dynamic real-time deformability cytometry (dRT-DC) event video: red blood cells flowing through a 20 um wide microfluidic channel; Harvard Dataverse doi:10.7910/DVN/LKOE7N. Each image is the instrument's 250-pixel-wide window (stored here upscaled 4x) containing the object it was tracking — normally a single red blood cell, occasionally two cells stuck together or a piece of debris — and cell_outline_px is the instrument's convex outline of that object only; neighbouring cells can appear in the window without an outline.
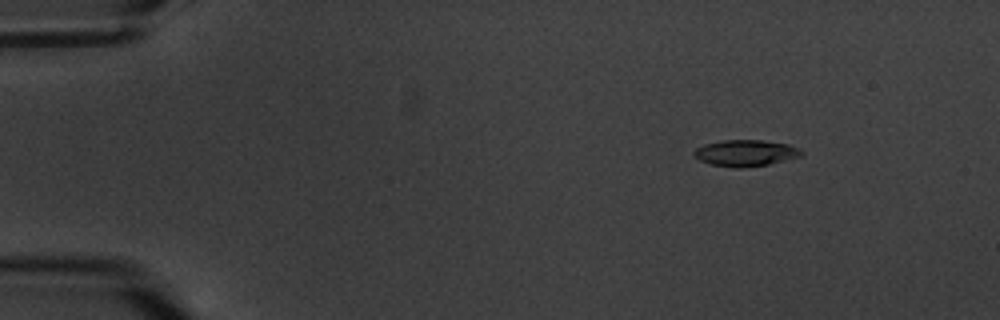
{"species": "common noctule bat (a hibernating species)", "species_latin": "Nyctalus noctula", "temperature_condition": "warm", "stored_images_in_passage": 6, "camera_frame_rate_fps": 3000, "um_per_image_px": 0.085, "animal": {"sex": "male", "body_mass_g": 20.1, "forearm_length_mm": 53.5}, "frame": {"image": 1, "passage_image": 1, "time_ms": 0.0, "image_size_px": [1000, 320], "cell_outline_px": [[804, 156], [768, 164], [744, 168], [736, 168], [712, 164], [700, 160], [692, 152], [696, 148], [704, 144], [720, 140], [760, 140], [788, 144], [800, 148], [804, 152]], "centroid_in_image_um": [63.42, 13.0], "position_along_channel_um": 21.6, "area_um2": 16.59}}